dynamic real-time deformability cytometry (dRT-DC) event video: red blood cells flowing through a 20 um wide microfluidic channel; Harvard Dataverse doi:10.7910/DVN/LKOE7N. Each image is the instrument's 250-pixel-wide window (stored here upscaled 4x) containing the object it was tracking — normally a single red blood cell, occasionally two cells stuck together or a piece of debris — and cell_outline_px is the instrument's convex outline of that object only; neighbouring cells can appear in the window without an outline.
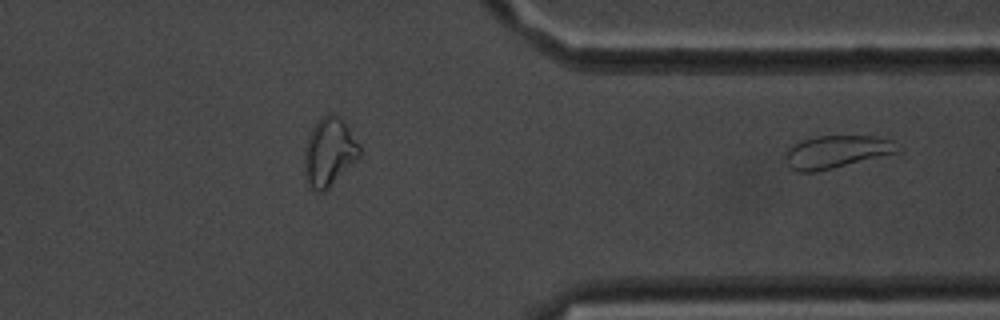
{"species": "common noctule bat (a hibernating species)", "species_latin": "Nyctalus noctula", "temperature_condition": "room temperature", "stored_images_in_passage": 43, "segment_of_instrument_passage": [2, 2], "camera_frame_rate_fps": 3000, "um_per_image_px": 0.085, "animal": {"sex": "male", "body_mass_g": 20.1, "forearm_length_mm": 53.5}, "frame": {"image": 1, "passage_image": 43, "time_ms": 14.0, "image_size_px": [1000, 320], "cell_outline_px": [[904, 152], [816, 172], [800, 172], [792, 168], [788, 164], [784, 156], [788, 148], [792, 144], [800, 140], [816, 136], [872, 136], [892, 140], [904, 148]], "centroid_in_image_um": [71.19, 12.9], "position_along_channel_um": 340.2, "area_um2": 21.91}}